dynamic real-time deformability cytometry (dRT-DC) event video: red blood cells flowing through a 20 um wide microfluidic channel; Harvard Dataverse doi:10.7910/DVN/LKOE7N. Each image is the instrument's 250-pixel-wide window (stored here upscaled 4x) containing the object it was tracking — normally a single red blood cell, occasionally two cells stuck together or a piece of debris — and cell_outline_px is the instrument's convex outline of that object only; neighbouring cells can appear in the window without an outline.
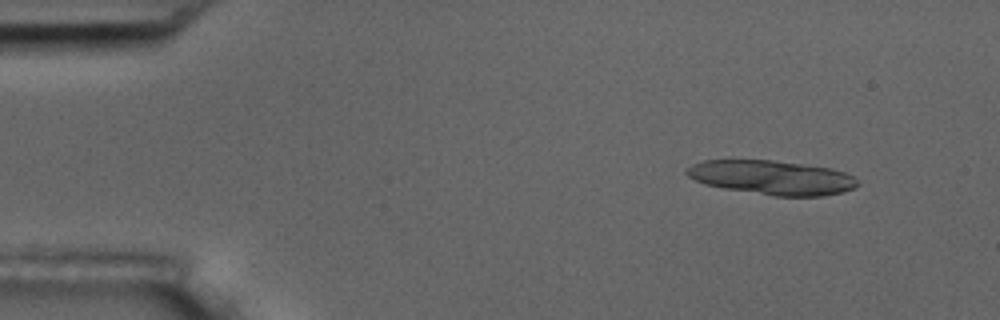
{"species": "common noctule bat (a hibernating species)", "species_latin": "Nyctalus noctula", "temperature_condition": "room temperature", "stored_images_in_passage": 3, "camera_frame_rate_fps": 3000, "um_per_image_px": 0.085, "animal": {"sex": "male", "body_mass_g": 17.5, "forearm_length_mm": 52.3}, "frame": {"image": 1, "passage_image": 1, "time_ms": 0.0, "image_size_px": [1000, 320], "cell_outline_px": [[860, 184], [852, 188], [840, 192], [824, 196], [776, 196], [724, 188], [704, 184], [688, 176], [684, 172], [692, 164], [704, 160], [772, 160], [832, 168], [844, 172], [852, 176]], "centroid_in_image_um": [65.6, 15.08], "position_along_channel_um": 19.4, "area_um2": 33.81}}